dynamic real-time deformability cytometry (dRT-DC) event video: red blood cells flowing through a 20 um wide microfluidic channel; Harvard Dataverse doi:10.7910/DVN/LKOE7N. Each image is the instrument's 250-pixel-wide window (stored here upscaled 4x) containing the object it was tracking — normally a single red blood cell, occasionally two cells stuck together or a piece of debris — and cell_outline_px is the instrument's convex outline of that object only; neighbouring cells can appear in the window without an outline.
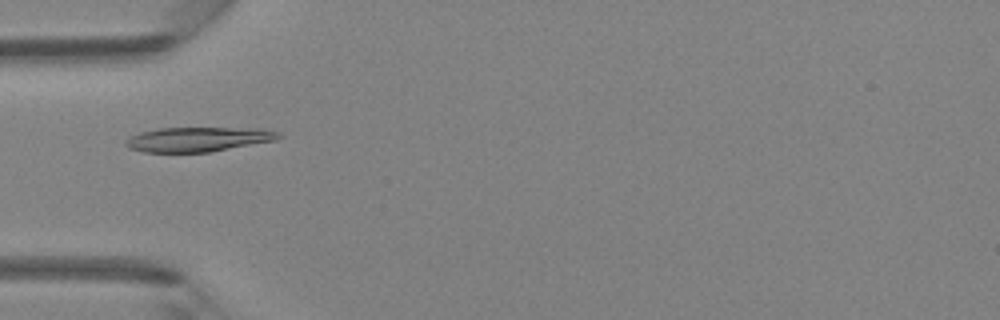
{"species": "Egyptian fruit bat (a non-hibernating species)", "species_latin": "Rousettus aegyptiacus", "temperature_condition": "room temperature", "stored_images_in_passage": 46, "camera_frame_rate_fps": 3000, "um_per_image_px": 0.085, "animal": {"sex": "female"}, "frame": {"image": 1, "passage_image": 15, "time_ms": 4.667, "image_size_px": [1000, 320], "cell_outline_px": [[280, 136], [276, 140], [208, 152], [144, 152], [128, 148], [124, 144], [124, 140], [140, 132], [160, 128], [260, 128], [280, 132]], "centroid_in_image_um": [16.81, 11.84], "position_along_channel_um": 68.2, "area_um2": 21.79}}
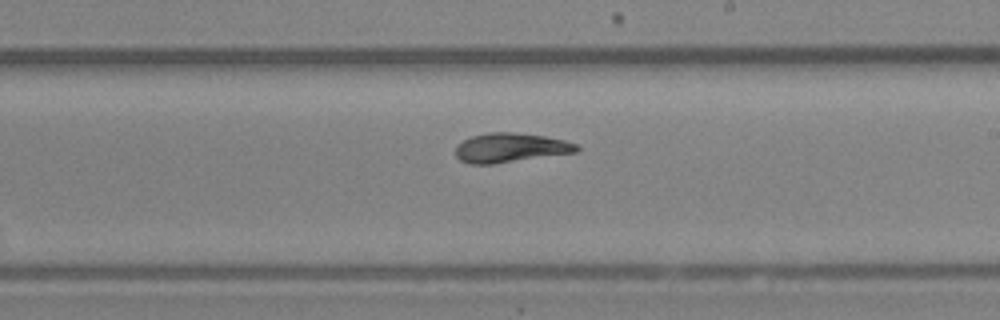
{"frame": {"image": 2, "passage_image": 27, "time_ms": 8.667, "image_size_px": [1000, 320], "cell_outline_px": [[580, 148], [576, 152], [492, 164], [468, 164], [460, 160], [456, 156], [456, 144], [472, 136], [488, 132], [512, 132], [544, 136], [564, 140], [576, 144]], "centroid_in_image_um": [43.35, 12.56], "position_along_channel_um": 245.7, "area_um2": 20.58}}
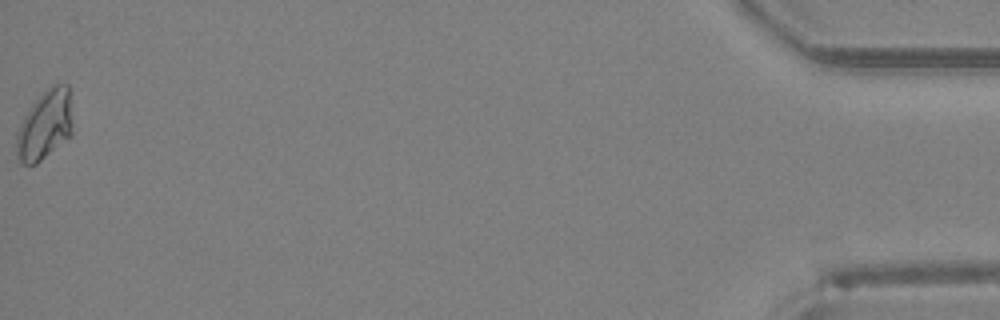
{"frame": {"image": 3, "passage_image": 46, "time_ms": 15.0, "image_size_px": [1000, 320], "cell_outline_px": [[72, 136], [36, 164], [24, 164], [20, 160], [16, 152], [16, 132], [24, 116], [32, 104], [52, 84], [68, 84], [72, 132]], "centroid_in_image_um": [3.81, 10.65], "position_along_channel_um": 431.4, "area_um2": 22.48}}